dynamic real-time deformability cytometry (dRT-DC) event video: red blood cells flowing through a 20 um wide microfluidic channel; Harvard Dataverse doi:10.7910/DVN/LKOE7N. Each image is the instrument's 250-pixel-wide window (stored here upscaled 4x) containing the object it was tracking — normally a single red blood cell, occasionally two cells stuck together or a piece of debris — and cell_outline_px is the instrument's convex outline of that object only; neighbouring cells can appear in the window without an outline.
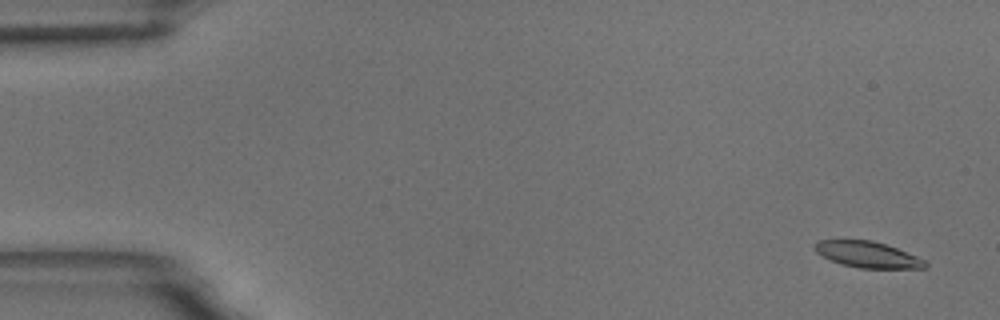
{"species": "common noctule bat (a hibernating species)", "species_latin": "Nyctalus noctula", "temperature_condition": "room temperature", "stored_images_in_passage": 60, "camera_frame_rate_fps": 3000, "um_per_image_px": 0.085, "animal": {"sex": "male", "body_mass_g": 18.8}, "frame": {"image": 1, "passage_image": 3, "time_ms": 0.667, "image_size_px": [1000, 320], "cell_outline_px": [[928, 264], [924, 268], [860, 268], [840, 264], [816, 252], [812, 248], [812, 244], [820, 240], [872, 240], [896, 248], [916, 256], [924, 260]], "centroid_in_image_um": [73.7, 21.63], "position_along_channel_um": 11.3, "area_um2": 16.65}}
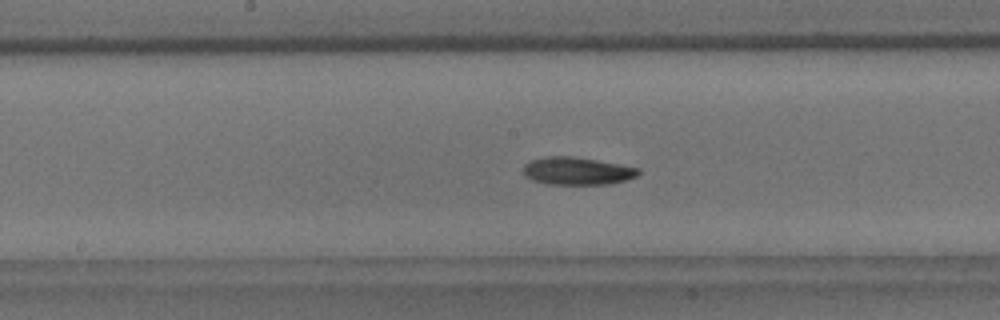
{"frame": {"image": 2, "passage_image": 31, "time_ms": 10.0, "image_size_px": [1000, 320], "cell_outline_px": [[640, 172], [636, 176], [624, 180], [608, 184], [548, 184], [532, 180], [524, 176], [524, 164], [532, 160], [548, 156], [572, 156], [596, 160], [640, 168]], "centroid_in_image_um": [49.03, 14.53], "position_along_channel_um": 199.2, "area_um2": 18.38}}
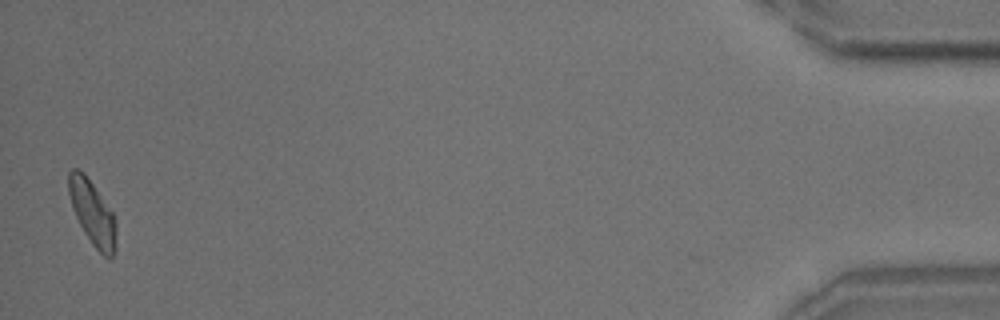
{"frame": {"image": 3, "passage_image": 59, "time_ms": 19.333, "image_size_px": [1000, 320], "cell_outline_px": [[116, 252], [108, 260], [92, 244], [84, 232], [72, 208], [68, 192], [68, 172], [72, 168], [76, 168], [84, 172], [112, 212], [116, 220]], "centroid_in_image_um": [7.86, 18.11], "position_along_channel_um": 427.3, "area_um2": 17.86}, "authors_computed_cell_mechanics": {"area_um2": 18.0047, "velocity_mm_per_s": 3.4105, "shape_relaxation_time_tau1_ms": 5.2354, "shape_relaxation_time_tau2_ms": null, "deformation_change_tau1": 0.146, "deformation_change_tau2": null}}